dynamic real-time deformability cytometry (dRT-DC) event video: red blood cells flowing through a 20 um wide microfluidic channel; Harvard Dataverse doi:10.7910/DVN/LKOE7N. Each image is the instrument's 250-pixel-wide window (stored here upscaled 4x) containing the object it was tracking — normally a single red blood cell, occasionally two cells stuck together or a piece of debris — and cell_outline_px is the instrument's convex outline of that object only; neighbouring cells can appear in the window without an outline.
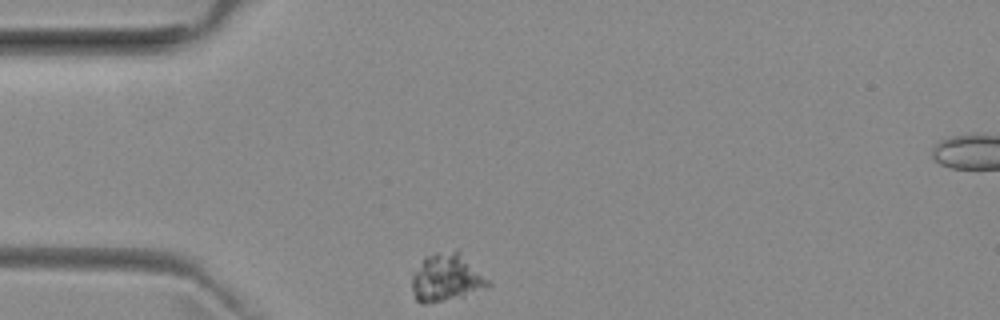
{"species": "common noctule bat (a hibernating species)", "species_latin": "Nyctalus noctula", "temperature_condition": "room temperature", "stored_images_in_passage": 44, "camera_frame_rate_fps": 3000, "um_per_image_px": 0.085, "animal": {"sex": "female", "body_mass_g": 29.2, "forearm_length_mm": 56.3}, "frame": {"image": 1, "passage_image": 1, "time_ms": 0.0, "image_size_px": [1000, 320], "cell_outline_px": [[492, 284], [488, 288], [464, 296], [424, 304], [420, 304], [416, 300], [412, 288], [412, 272], [424, 256], [436, 252], [456, 248], [460, 248]], "centroid_in_image_um": [37.97, 23.54], "position_along_channel_um": 47.0, "area_um2": 21.91}}
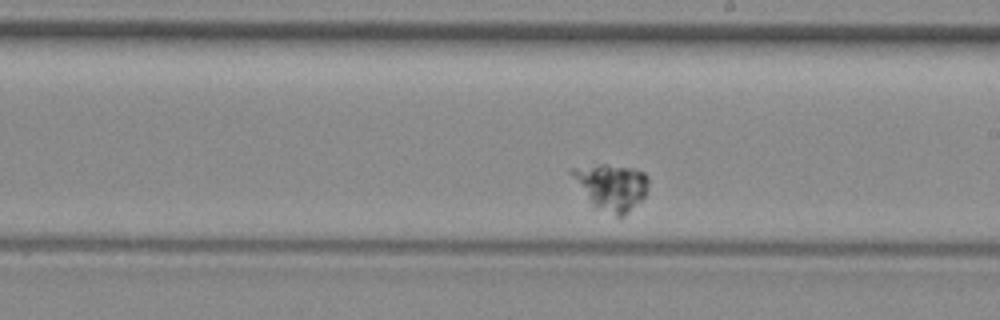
{"frame": {"image": 2, "passage_image": 19, "time_ms": 6.0, "image_size_px": [1000, 320], "cell_outline_px": [[648, 188], [644, 196], [620, 220], [592, 208], [568, 172], [568, 168], [600, 164], [608, 164], [632, 168], [644, 172], [648, 176]], "centroid_in_image_um": [51.91, 15.93], "position_along_channel_um": 237.1, "area_um2": 21.44}}
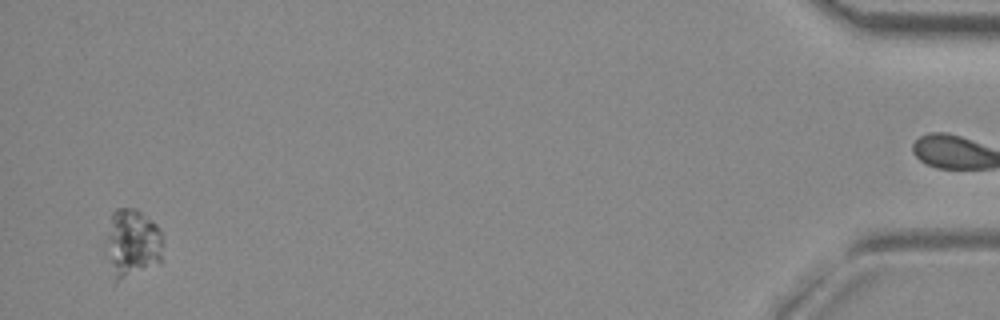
{"frame": {"image": 3, "passage_image": 42, "time_ms": 13.667, "image_size_px": [1000, 320], "cell_outline_px": [[164, 260], [160, 264], [112, 284], [104, 256], [104, 240], [112, 212], [116, 208], [136, 208], [152, 220], [160, 228], [164, 240]], "centroid_in_image_um": [11.21, 20.74], "position_along_channel_um": 424.0, "area_um2": 24.57}}